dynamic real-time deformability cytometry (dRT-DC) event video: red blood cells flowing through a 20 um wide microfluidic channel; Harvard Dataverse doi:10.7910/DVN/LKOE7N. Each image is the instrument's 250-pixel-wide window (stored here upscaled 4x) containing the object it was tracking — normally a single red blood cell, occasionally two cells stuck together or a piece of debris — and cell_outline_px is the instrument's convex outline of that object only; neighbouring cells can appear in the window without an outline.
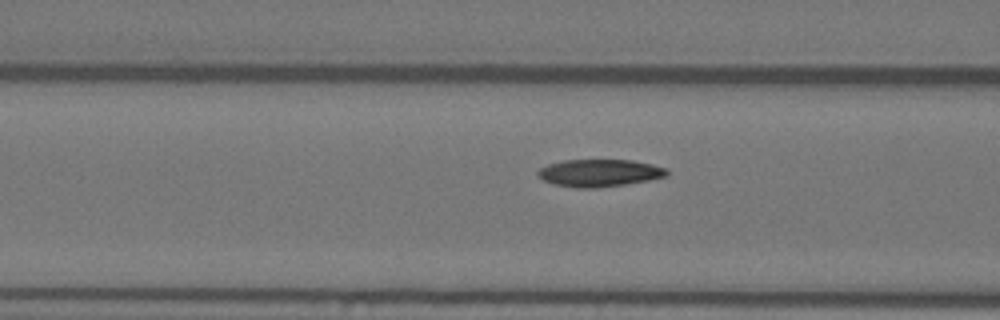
{"species": "Egyptian fruit bat (a non-hibernating species)", "species_latin": "Rousettus aegyptiacus", "temperature_condition": "warm", "stored_images_in_passage": 56, "camera_frame_rate_fps": 3000, "um_per_image_px": 0.085, "animal": {"sex": "female"}, "frame": {"image": 1, "passage_image": 22, "time_ms": 7.0, "image_size_px": [1000, 320], "cell_outline_px": [[668, 176], [648, 180], [624, 184], [596, 188], [576, 188], [552, 184], [544, 180], [536, 172], [540, 168], [548, 164], [564, 160], [632, 160], [652, 164], [664, 168], [668, 172]], "centroid_in_image_um": [50.93, 14.7], "position_along_channel_um": 115.7, "area_um2": 20.46}}
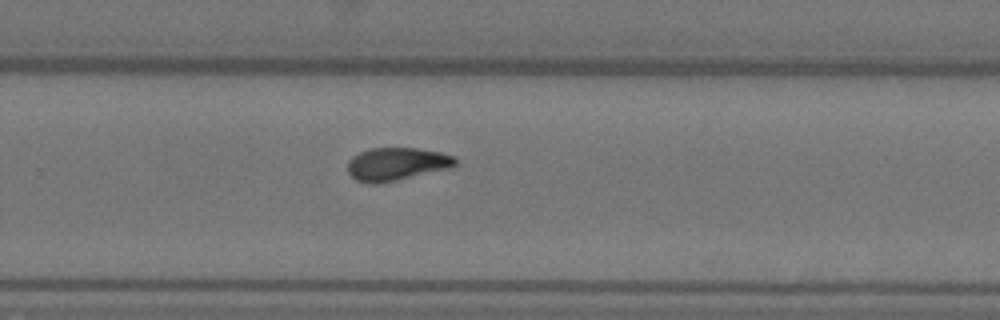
{"frame": {"image": 2, "passage_image": 37, "time_ms": 12.0, "image_size_px": [1000, 320], "cell_outline_px": [[456, 164], [452, 168], [396, 180], [376, 184], [372, 184], [356, 180], [348, 172], [348, 160], [352, 156], [360, 152], [372, 148], [416, 148], [440, 152], [456, 156]], "centroid_in_image_um": [33.73, 13.94], "position_along_channel_um": 296.1, "area_um2": 20.69}}
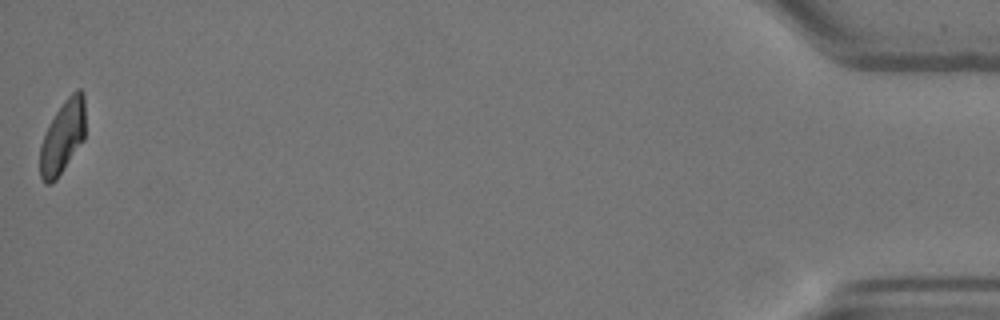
{"frame": {"image": 3, "passage_image": 56, "time_ms": 18.333, "image_size_px": [1000, 320], "cell_outline_px": [[84, 140], [56, 180], [52, 184], [44, 184], [40, 176], [40, 144], [56, 112], [64, 100], [76, 88], [80, 88], [84, 92]], "centroid_in_image_um": [5.33, 11.65], "position_along_channel_um": 429.9, "area_um2": 19.25}, "authors_computed_cell_mechanics": {"area_um2": 20.23, "velocity_mm_per_s": 3.626, "shape_relaxation_time_tau1_ms": 8.2448, "shape_relaxation_time_tau2_ms": 2.8313, "deformation_change_tau1": 0.2073, "deformation_change_tau2": 0.0831}}